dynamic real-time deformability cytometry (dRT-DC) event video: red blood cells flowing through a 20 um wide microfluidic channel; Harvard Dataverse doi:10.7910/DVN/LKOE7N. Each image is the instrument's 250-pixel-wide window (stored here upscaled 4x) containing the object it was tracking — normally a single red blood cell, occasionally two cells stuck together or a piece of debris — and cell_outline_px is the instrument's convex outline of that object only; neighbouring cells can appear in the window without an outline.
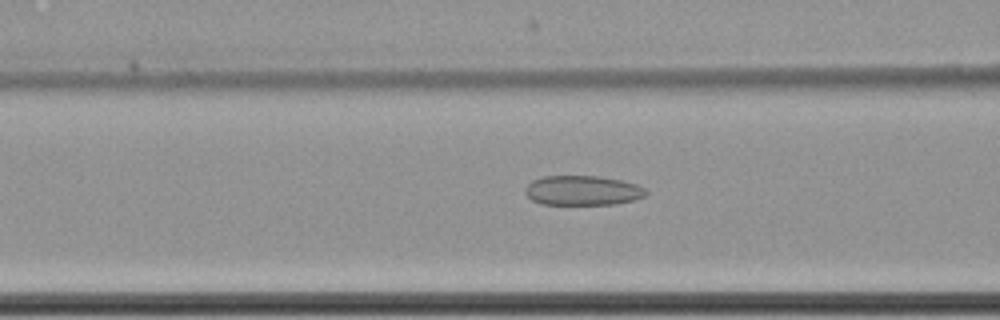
{"species": "common noctule bat (a hibernating species)", "species_latin": "Nyctalus noctula", "temperature_condition": "cold", "stored_images_in_passage": 50, "camera_frame_rate_fps": 3000, "um_per_image_px": 0.085, "animal": {"sex": "female", "body_mass_g": 22.7, "forearm_length_mm": 54.2}, "frame": {"image": 1, "passage_image": 26, "time_ms": 8.333, "image_size_px": [1000, 320], "cell_outline_px": [[648, 192], [644, 196], [636, 200], [616, 204], [540, 204], [532, 200], [524, 192], [524, 188], [532, 180], [544, 176], [600, 176], [620, 180], [636, 184], [644, 188]], "centroid_in_image_um": [49.51, 16.19], "position_along_channel_um": 117.1, "area_um2": 20.98}}
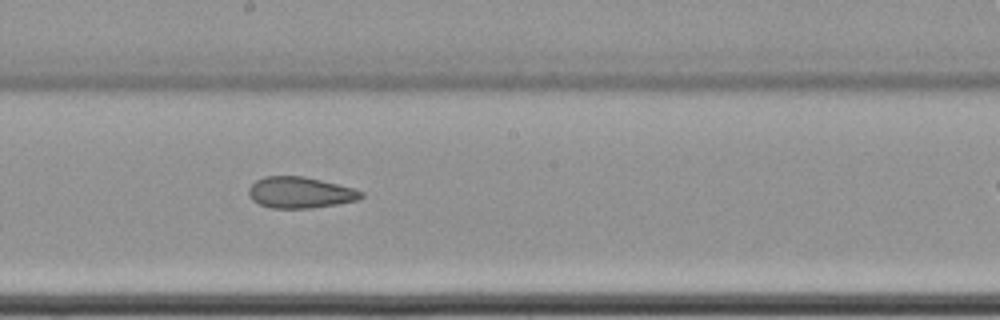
{"frame": {"image": 2, "passage_image": 35, "time_ms": 11.333, "image_size_px": [1000, 320], "cell_outline_px": [[364, 196], [356, 200], [336, 204], [312, 208], [272, 208], [260, 204], [252, 200], [248, 192], [248, 188], [256, 180], [264, 176], [304, 176], [352, 188], [364, 192]], "centroid_in_image_um": [25.48, 16.36], "position_along_channel_um": 222.7, "area_um2": 20.29}}
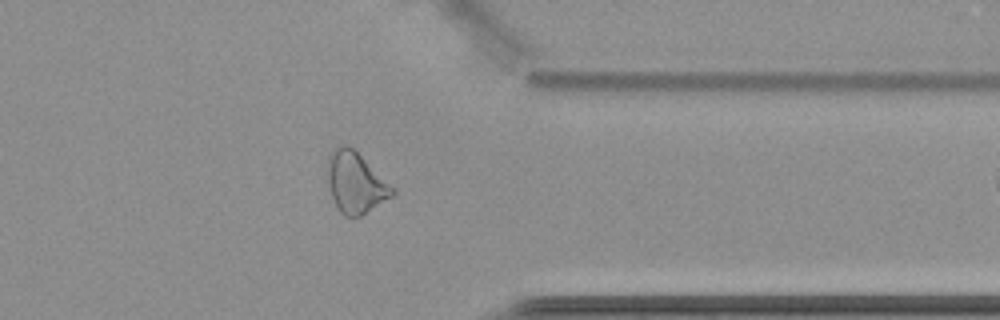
{"frame": {"image": 3, "passage_image": 49, "time_ms": 16.0, "image_size_px": [1000, 320], "cell_outline_px": [[396, 192], [392, 196], [360, 216], [344, 216], [340, 212], [332, 196], [328, 184], [328, 156], [336, 148], [344, 144], [348, 144], [396, 188]], "centroid_in_image_um": [30.24, 15.52], "position_along_channel_um": 381.2, "area_um2": 22.72}}